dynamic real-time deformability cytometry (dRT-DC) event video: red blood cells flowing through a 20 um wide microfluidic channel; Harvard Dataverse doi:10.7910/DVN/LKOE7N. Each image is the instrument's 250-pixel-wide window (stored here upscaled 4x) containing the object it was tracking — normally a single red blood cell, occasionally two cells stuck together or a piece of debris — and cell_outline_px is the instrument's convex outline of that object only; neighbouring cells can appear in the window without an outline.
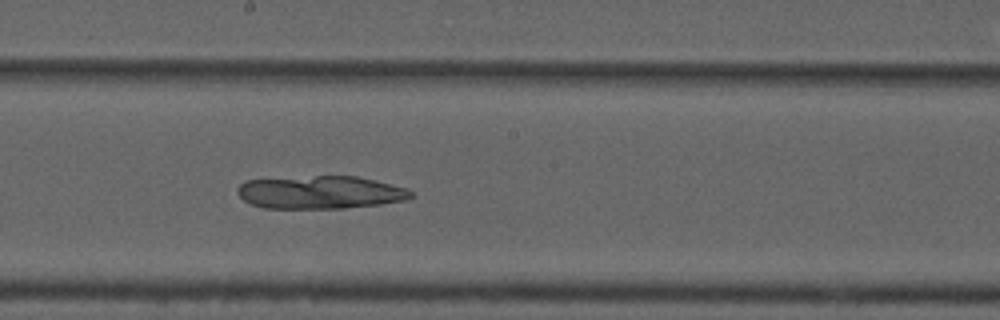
{"species": "common noctule bat (a hibernating species)", "species_latin": "Nyctalus noctula", "temperature_condition": "cold", "stored_images_in_passage": 33, "camera_frame_rate_fps": 3000, "um_per_image_px": 0.085, "animal": {"sex": "male", "forearm_length_mm": 52.5}, "frame": {"image": 1, "passage_image": 16, "time_ms": 5.0, "image_size_px": [1000, 320], "cell_outline_px": [[416, 192], [408, 200], [380, 204], [344, 208], [264, 208], [252, 204], [244, 200], [236, 192], [236, 188], [244, 180], [316, 176], [356, 176], [408, 188]], "centroid_in_image_um": [27.25, 16.35], "position_along_channel_um": 221.0, "area_um2": 33.41}}